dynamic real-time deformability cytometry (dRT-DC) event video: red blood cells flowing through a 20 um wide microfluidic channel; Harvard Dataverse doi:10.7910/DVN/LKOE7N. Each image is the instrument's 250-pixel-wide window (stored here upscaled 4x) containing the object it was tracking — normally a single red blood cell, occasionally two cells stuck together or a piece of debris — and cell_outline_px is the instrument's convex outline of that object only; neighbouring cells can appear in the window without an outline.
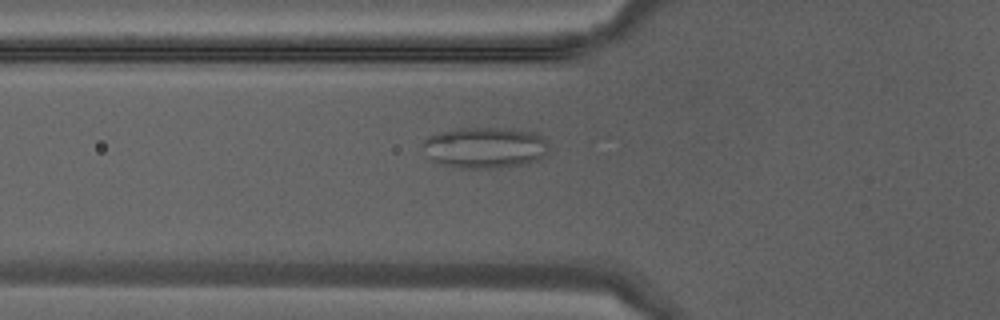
{"species": "Egyptian fruit bat (a non-hibernating species)", "species_latin": "Rousettus aegyptiacus", "temperature_condition": "warm", "stored_images_in_passage": 16, "camera_frame_rate_fps": 3000, "um_per_image_px": 0.085, "animal": {"sex": "male"}, "frame": {"image": 1, "passage_image": 4, "time_ms": 1.0, "image_size_px": [1000, 320], "cell_outline_px": [[548, 156], [540, 160], [524, 164], [492, 168], [460, 168], [436, 164], [432, 160], [424, 144], [424, 140], [428, 136], [460, 128], [500, 128], [536, 132], [544, 140], [548, 148]], "centroid_in_image_um": [41.27, 12.56], "position_along_channel_um": 84.5, "area_um2": 30.0}}
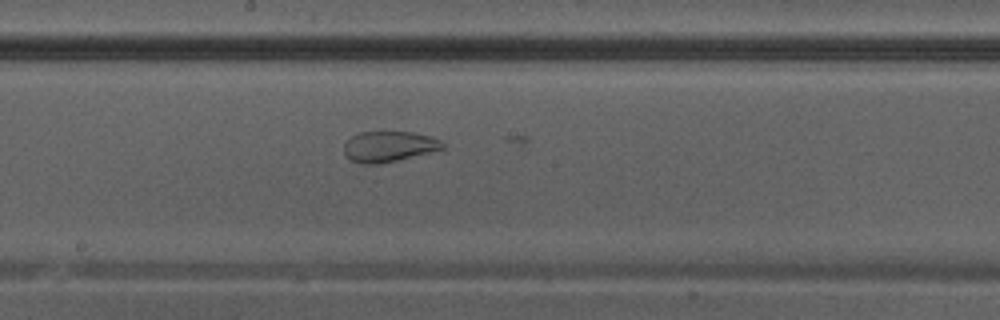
{"frame": {"image": 2, "passage_image": 12, "time_ms": 3.667, "image_size_px": [1000, 320], "cell_outline_px": [[444, 148], [432, 152], [380, 164], [364, 164], [352, 160], [344, 152], [344, 144], [352, 136], [360, 132], [412, 132], [432, 136], [440, 140], [444, 144]], "centroid_in_image_um": [33.08, 12.45], "position_along_channel_um": 215.1, "area_um2": 17.51}}